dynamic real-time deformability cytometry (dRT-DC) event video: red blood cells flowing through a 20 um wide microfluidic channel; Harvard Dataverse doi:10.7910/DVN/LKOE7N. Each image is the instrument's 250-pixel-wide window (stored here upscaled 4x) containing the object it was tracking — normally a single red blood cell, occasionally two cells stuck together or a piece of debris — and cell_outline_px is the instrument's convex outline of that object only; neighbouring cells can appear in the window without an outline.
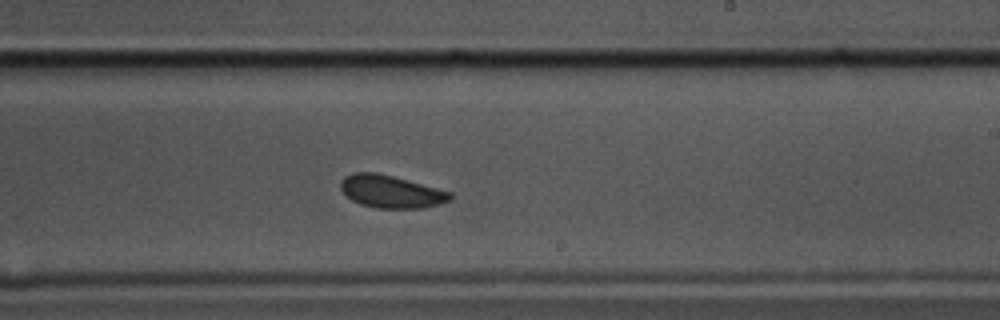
{"species": "common noctule bat (a hibernating species)", "species_latin": "Nyctalus noctula", "temperature_condition": "cold", "stored_images_in_passage": 42, "camera_frame_rate_fps": 3000, "um_per_image_px": 0.085, "animal": {"sex": "male", "body_mass_g": 17.5, "forearm_length_mm": 52.3}, "frame": {"image": 1, "passage_image": 30, "time_ms": 9.667, "image_size_px": [1000, 320], "cell_outline_px": [[452, 200], [424, 208], [376, 208], [360, 204], [352, 200], [340, 188], [340, 180], [344, 176], [352, 172], [376, 172], [408, 180], [452, 192]], "centroid_in_image_um": [33.23, 16.28], "position_along_channel_um": 255.8, "area_um2": 20.87}, "authors_computed_cell_mechanics": {"area_um2": 21.386, "velocity_mm_per_s": 3.4549, "shape_relaxation_time_tau1_ms": 2.7279, "shape_relaxation_time_tau2_ms": 2.0101, "deformation_change_tau1": 0.0572, "deformation_change_tau2": 0.0752}}